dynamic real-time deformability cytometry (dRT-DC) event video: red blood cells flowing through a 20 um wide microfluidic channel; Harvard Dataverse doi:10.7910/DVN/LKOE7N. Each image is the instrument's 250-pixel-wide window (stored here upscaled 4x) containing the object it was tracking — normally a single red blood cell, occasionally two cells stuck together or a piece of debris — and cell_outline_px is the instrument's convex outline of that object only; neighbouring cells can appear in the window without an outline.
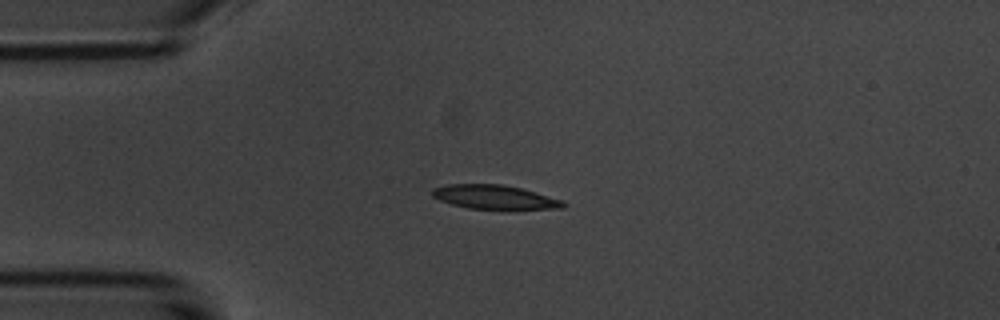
{"species": "common noctule bat (a hibernating species)", "species_latin": "Nyctalus noctula", "temperature_condition": "room temperature", "stored_images_in_passage": 14, "camera_frame_rate_fps": 3000, "um_per_image_px": 0.085, "animal": {"sex": "male", "body_mass_g": 20.1, "forearm_length_mm": 53.5}, "frame": {"image": 1, "passage_image": 3, "time_ms": 3.333, "image_size_px": [1000, 320], "cell_outline_px": [[568, 204], [564, 208], [468, 208], [452, 204], [440, 200], [432, 196], [432, 188], [448, 184], [500, 184], [520, 188], [564, 200]], "centroid_in_image_um": [42.03, 16.73], "position_along_channel_um": 43.0, "area_um2": 17.98}}
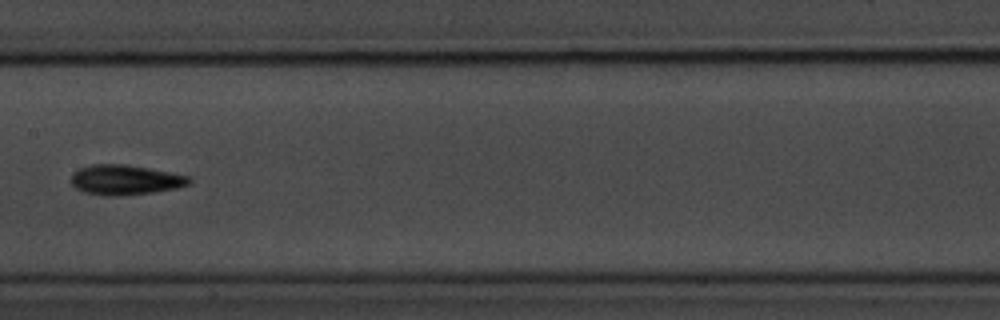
{"frame": {"image": 2, "passage_image": 7, "time_ms": 8.0, "image_size_px": [1000, 320], "cell_outline_px": [[192, 180], [188, 184], [176, 188], [152, 192], [120, 196], [108, 196], [84, 192], [76, 188], [72, 184], [72, 172], [80, 168], [92, 164], [124, 164], [148, 168], [188, 176]], "centroid_in_image_um": [10.61, 15.29], "position_along_channel_um": 196.8, "area_um2": 20.4}}
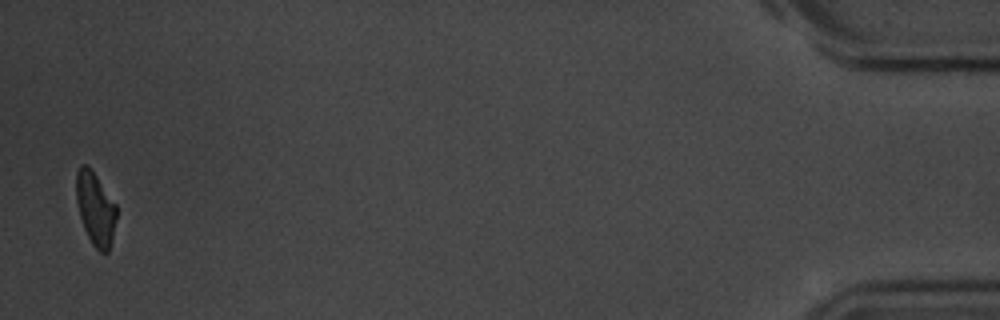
{"frame": {"image": 3, "passage_image": 14, "time_ms": 16.667, "image_size_px": [1000, 320], "cell_outline_px": [[116, 220], [108, 252], [100, 252], [92, 244], [84, 228], [80, 216], [76, 200], [76, 172], [80, 164], [88, 164], [92, 168], [116, 204]], "centroid_in_image_um": [8.1, 17.67], "position_along_channel_um": 427.1, "area_um2": 17.22}, "authors_computed_cell_mechanics": {"area_um2": 18.4382, "velocity_mm_per_s": 3.7091, "shape_relaxation_time_tau1_ms": 1.8361, "shape_relaxation_time_tau2_ms": null, "deformation_change_tau1": 0.107, "deformation_change_tau2": null}}